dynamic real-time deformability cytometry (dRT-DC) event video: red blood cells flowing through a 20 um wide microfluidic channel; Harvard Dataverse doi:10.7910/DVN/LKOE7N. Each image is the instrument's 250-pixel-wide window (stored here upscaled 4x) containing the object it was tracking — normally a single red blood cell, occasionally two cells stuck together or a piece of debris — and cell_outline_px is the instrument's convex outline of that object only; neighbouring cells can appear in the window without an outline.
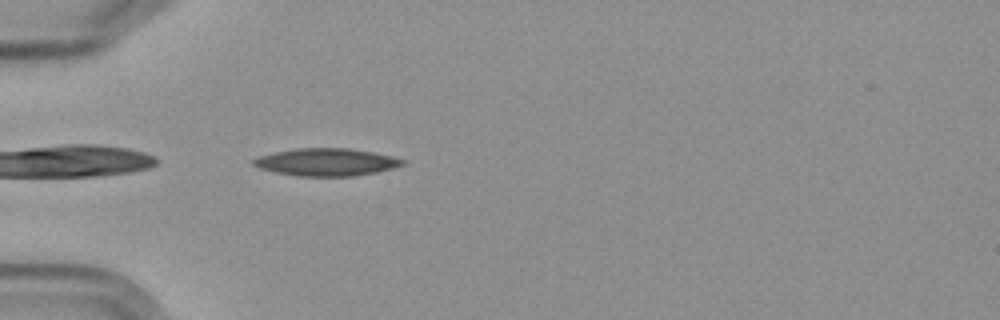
{"species": "Egyptian fruit bat (a non-hibernating species)", "species_latin": "Rousettus aegyptiacus", "temperature_condition": "cold", "stored_images_in_passage": 5, "camera_frame_rate_fps": 3000, "um_per_image_px": 0.085, "frame": {"image": 1, "passage_image": 5, "time_ms": 4.667, "image_size_px": [1000, 320], "cell_outline_px": [[404, 164], [392, 168], [376, 172], [352, 176], [296, 176], [276, 172], [260, 168], [252, 164], [252, 160], [260, 156], [276, 152], [296, 148], [348, 148], [372, 152], [392, 156], [404, 160]], "centroid_in_image_um": [27.73, 13.78], "position_along_channel_um": 57.3, "area_um2": 23.64}}